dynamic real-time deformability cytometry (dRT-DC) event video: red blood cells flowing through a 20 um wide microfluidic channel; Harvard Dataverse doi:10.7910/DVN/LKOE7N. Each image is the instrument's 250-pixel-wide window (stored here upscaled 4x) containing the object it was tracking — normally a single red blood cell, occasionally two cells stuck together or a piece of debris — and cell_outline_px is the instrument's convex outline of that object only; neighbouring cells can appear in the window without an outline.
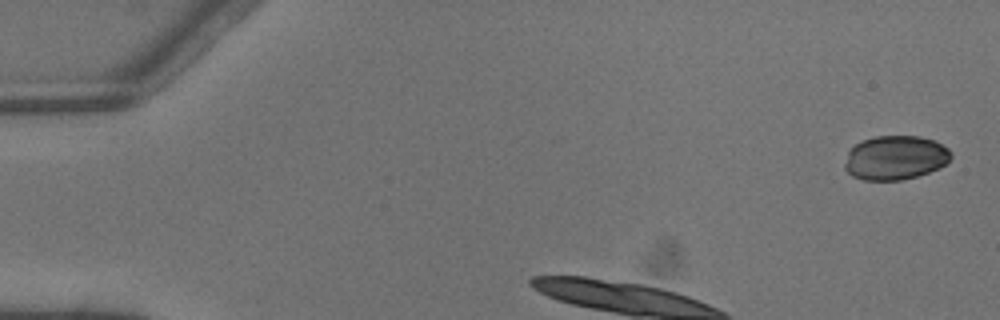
{"species": "common noctule bat (a hibernating species)", "species_latin": "Nyctalus noctula", "temperature_condition": "warm", "stored_images_in_passage": 4, "camera_frame_rate_fps": 3000, "um_per_image_px": 0.085, "animal": {"sex": "male", "body_mass_g": 13.3}, "frame": {"image": 1, "passage_image": 1, "time_ms": 0.0, "image_size_px": [1000, 320], "cell_outline_px": [[952, 156], [944, 164], [928, 172], [916, 176], [900, 180], [864, 180], [852, 176], [844, 168], [844, 164], [848, 152], [856, 144], [864, 140], [876, 136], [920, 136], [936, 140], [948, 148], [952, 152]], "centroid_in_image_um": [76.1, 13.4], "position_along_channel_um": 8.9, "area_um2": 27.22}}
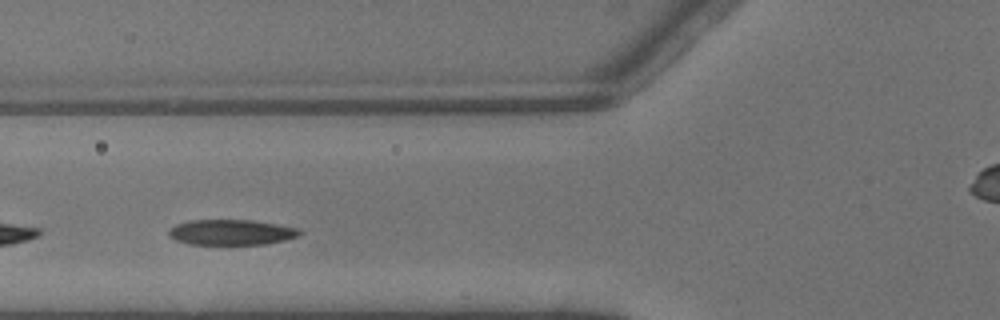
{"frame": {"image": 2, "passage_image": 4, "time_ms": 1.0, "image_size_px": [1000, 320], "cell_outline_px": [[304, 232], [300, 236], [284, 240], [264, 244], [188, 244], [176, 240], [168, 236], [168, 228], [176, 224], [188, 220], [252, 220], [300, 228]], "centroid_in_image_um": [19.66, 19.74], "position_along_channel_um": 106.1, "area_um2": 19.59}}